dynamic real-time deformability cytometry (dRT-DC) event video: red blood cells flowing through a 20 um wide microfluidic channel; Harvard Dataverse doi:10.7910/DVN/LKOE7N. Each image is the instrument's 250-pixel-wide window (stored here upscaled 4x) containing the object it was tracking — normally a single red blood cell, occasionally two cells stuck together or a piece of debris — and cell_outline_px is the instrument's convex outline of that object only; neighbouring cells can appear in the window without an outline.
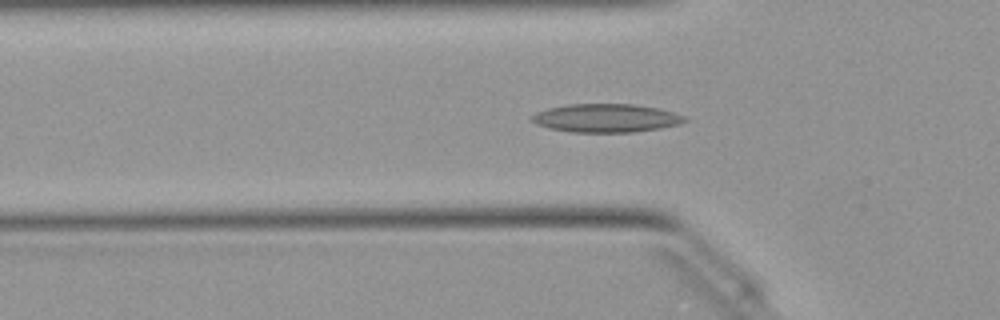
{"species": "Egyptian fruit bat (a non-hibernating species)", "species_latin": "Rousettus aegyptiacus", "temperature_condition": "warm", "stored_images_in_passage": 42, "camera_frame_rate_fps": 3000, "um_per_image_px": 0.085, "animal": {"sex": "female"}, "frame": {"image": 1, "passage_image": 12, "time_ms": 3.667, "image_size_px": [1000, 320], "cell_outline_px": [[688, 120], [680, 124], [660, 128], [632, 132], [572, 132], [548, 128], [536, 124], [532, 120], [532, 116], [536, 112], [548, 108], [568, 104], [632, 104], [660, 108], [684, 116]], "centroid_in_image_um": [51.52, 10.03], "position_along_channel_um": 74.3, "area_um2": 25.26}}
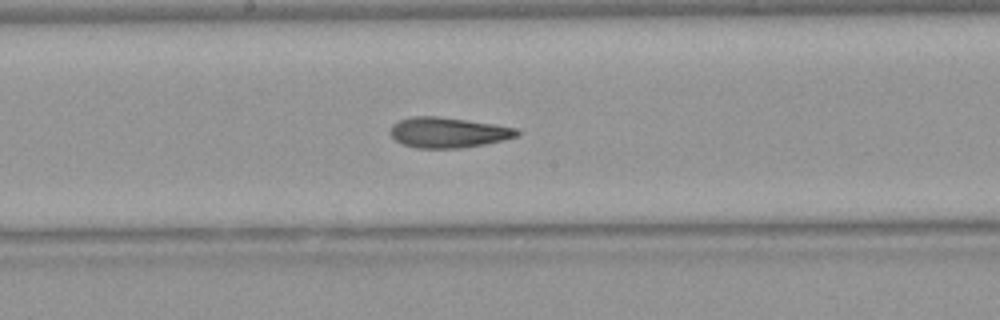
{"frame": {"image": 2, "passage_image": 22, "time_ms": 7.0, "image_size_px": [1000, 320], "cell_outline_px": [[520, 132], [516, 136], [484, 144], [460, 148], [416, 148], [404, 144], [396, 140], [392, 136], [392, 124], [400, 120], [412, 116], [436, 116], [492, 124], [516, 128]], "centroid_in_image_um": [38.06, 11.26], "position_along_channel_um": 210.1, "area_um2": 21.91}}
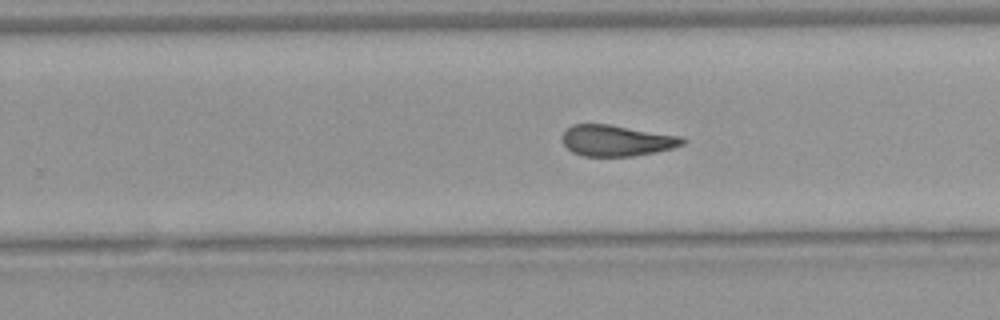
{"frame": {"image": 3, "passage_image": 27, "time_ms": 8.667, "image_size_px": [1000, 320], "cell_outline_px": [[688, 140], [684, 144], [672, 148], [656, 152], [632, 156], [584, 156], [572, 152], [560, 140], [560, 136], [572, 124], [608, 124], [684, 136]], "centroid_in_image_um": [52.43, 11.94], "position_along_channel_um": 277.4, "area_um2": 22.02}, "authors_computed_cell_mechanics": {"area_um2": 22.3975, "velocity_mm_per_s": 4.061, "shape_relaxation_time_tau1_ms": null, "shape_relaxation_time_tau2_ms": 3.8613, "deformation_change_tau1": null, "deformation_change_tau2": 0.1361}}